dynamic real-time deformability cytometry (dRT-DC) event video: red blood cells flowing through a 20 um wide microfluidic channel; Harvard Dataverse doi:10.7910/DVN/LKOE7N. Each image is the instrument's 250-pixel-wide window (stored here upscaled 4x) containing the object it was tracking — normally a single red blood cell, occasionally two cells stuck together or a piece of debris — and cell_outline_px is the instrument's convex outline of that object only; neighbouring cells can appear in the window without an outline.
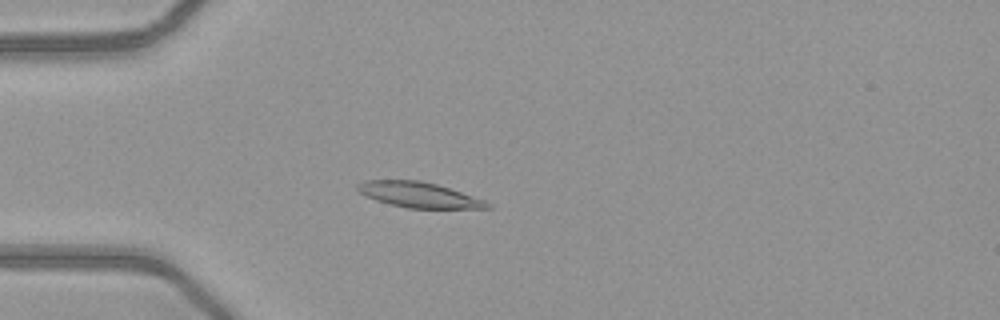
{"species": "common noctule bat (a hibernating species)", "species_latin": "Nyctalus noctula", "temperature_condition": "warm", "stored_images_in_passage": 51, "camera_frame_rate_fps": 3000, "um_per_image_px": 0.085, "animal": {"sex": "female", "body_mass_g": 21.9}, "frame": {"image": 1, "passage_image": 15, "time_ms": 4.667, "image_size_px": [1000, 320], "cell_outline_px": [[492, 208], [408, 208], [376, 200], [360, 192], [356, 188], [356, 184], [364, 180], [420, 180], [436, 184], [484, 200], [492, 204]], "centroid_in_image_um": [35.59, 16.55], "position_along_channel_um": 49.4, "area_um2": 18.9}}
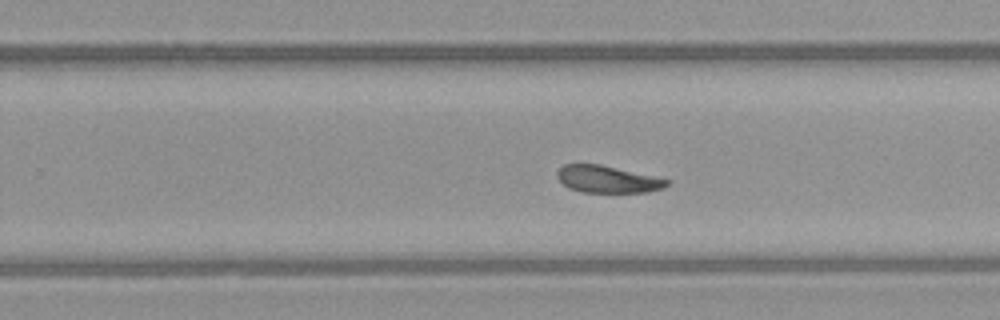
{"frame": {"image": 2, "passage_image": 33, "time_ms": 10.667, "image_size_px": [1000, 320], "cell_outline_px": [[668, 184], [664, 188], [648, 192], [580, 192], [568, 188], [556, 176], [556, 172], [564, 164], [600, 164], [652, 176], [668, 180]], "centroid_in_image_um": [51.59, 15.24], "position_along_channel_um": 278.2, "area_um2": 17.11}}
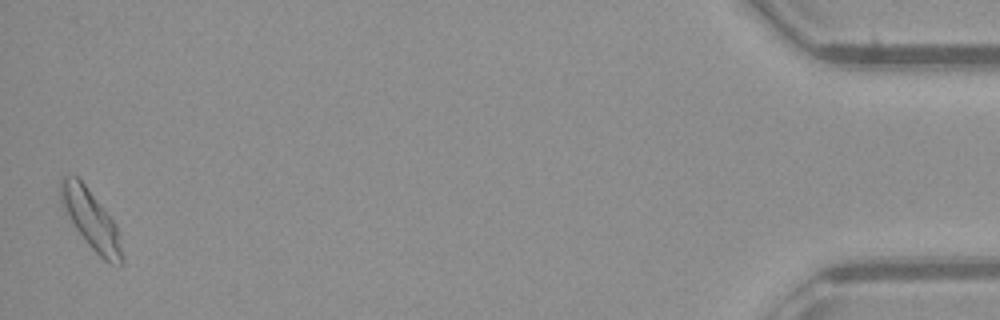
{"frame": {"image": 3, "passage_image": 51, "time_ms": 16.667, "image_size_px": [1000, 320], "cell_outline_px": [[124, 264], [120, 268], [108, 264], [88, 244], [72, 224], [60, 204], [60, 176], [76, 176], [84, 184], [112, 220], [120, 236], [124, 256]], "centroid_in_image_um": [7.75, 18.74], "position_along_channel_um": 427.5, "area_um2": 21.15}, "authors_computed_cell_mechanics": {"area_um2": 18.8428, "velocity_mm_per_s": 4.0611, "shape_relaxation_time_tau1_ms": 3.8565, "shape_relaxation_time_tau2_ms": 4.7714, "deformation_change_tau1": 0.1303, "deformation_change_tau2": 0.1306}}